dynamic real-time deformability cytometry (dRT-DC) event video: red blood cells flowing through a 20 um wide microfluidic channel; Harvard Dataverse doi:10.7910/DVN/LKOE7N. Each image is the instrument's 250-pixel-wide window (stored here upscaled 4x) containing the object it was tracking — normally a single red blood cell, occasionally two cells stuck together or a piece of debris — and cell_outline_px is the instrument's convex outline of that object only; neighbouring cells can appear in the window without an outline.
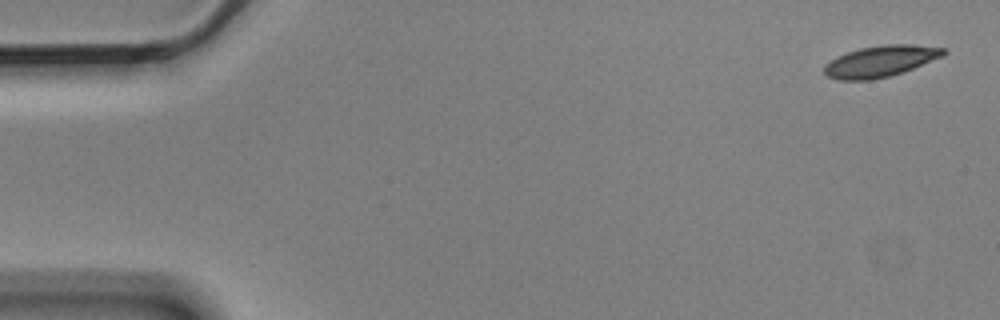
{"species": "Egyptian fruit bat (a non-hibernating species)", "species_latin": "Rousettus aegyptiacus", "temperature_condition": "cold", "stored_images_in_passage": 5, "camera_frame_rate_fps": 3000, "um_per_image_px": 0.085, "animal": {"sex": "male"}, "frame": {"image": 1, "passage_image": 1, "time_ms": 0.0, "image_size_px": [1000, 320], "cell_outline_px": [[948, 52], [944, 56], [904, 72], [872, 80], [840, 80], [828, 76], [824, 72], [824, 64], [836, 56], [860, 48], [884, 44], [912, 44], [944, 48]], "centroid_in_image_um": [74.86, 5.2], "position_along_channel_um": 10.1, "area_um2": 21.85}}
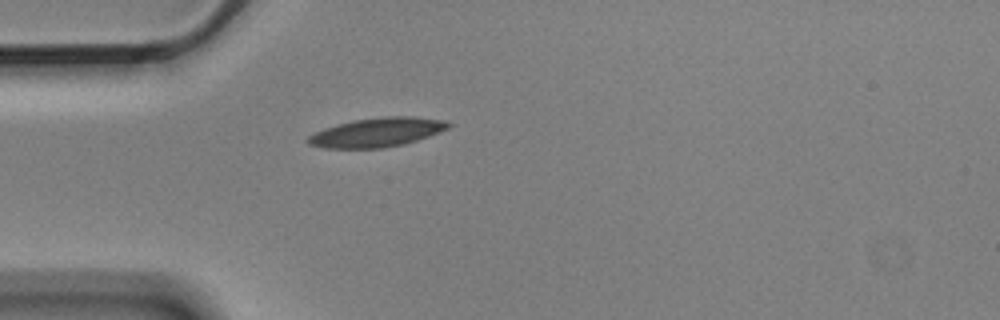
{"frame": {"image": 2, "passage_image": 5, "time_ms": 1.333, "image_size_px": [1000, 320], "cell_outline_px": [[452, 124], [448, 128], [428, 136], [404, 144], [384, 148], [324, 148], [308, 144], [304, 140], [308, 136], [324, 128], [352, 120], [384, 116], [416, 116], [444, 120]], "centroid_in_image_um": [32.02, 11.24], "position_along_channel_um": 53.0, "area_um2": 23.87}}